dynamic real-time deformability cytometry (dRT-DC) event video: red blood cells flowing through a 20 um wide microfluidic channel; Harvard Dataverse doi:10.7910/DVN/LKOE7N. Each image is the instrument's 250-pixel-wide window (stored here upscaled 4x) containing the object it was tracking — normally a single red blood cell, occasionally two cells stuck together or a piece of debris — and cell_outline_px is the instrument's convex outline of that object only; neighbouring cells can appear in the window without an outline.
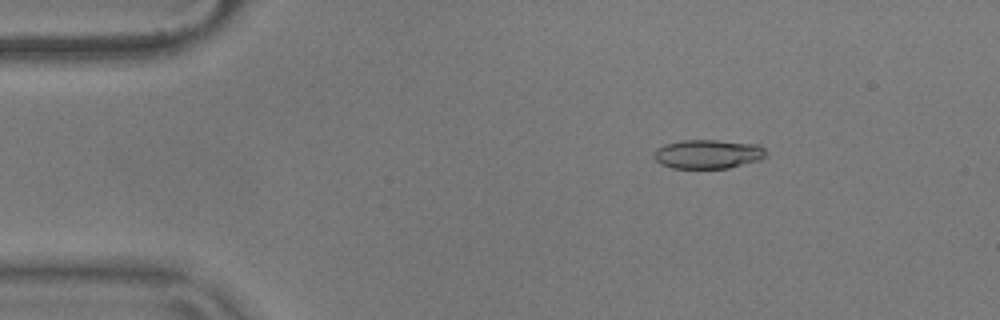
{"species": "common noctule bat (a hibernating species)", "species_latin": "Nyctalus noctula", "temperature_condition": "warm", "stored_images_in_passage": 54, "camera_frame_rate_fps": 3000, "um_per_image_px": 0.085, "animal": {"sex": "male", "body_mass_g": 17.9}, "frame": {"image": 1, "passage_image": 8, "time_ms": 2.333, "image_size_px": [1000, 320], "cell_outline_px": [[768, 156], [760, 160], [728, 168], [672, 168], [660, 164], [652, 156], [656, 148], [664, 144], [680, 140], [716, 140], [760, 144], [768, 152]], "centroid_in_image_um": [60.19, 13.09], "position_along_channel_um": 24.8, "area_um2": 19.31}}
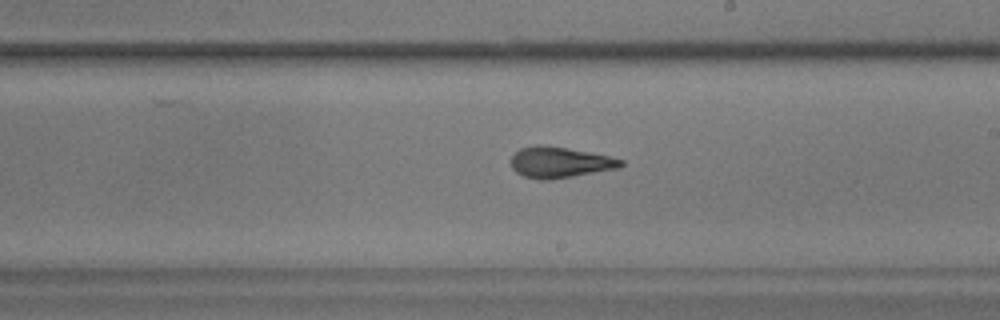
{"frame": {"image": 2, "passage_image": 31, "time_ms": 10.0, "image_size_px": [1000, 320], "cell_outline_px": [[624, 164], [620, 168], [552, 180], [540, 180], [524, 176], [516, 172], [512, 168], [512, 156], [520, 148], [536, 144], [540, 144], [568, 148], [608, 156], [624, 160]], "centroid_in_image_um": [47.59, 13.8], "position_along_channel_um": 241.4, "area_um2": 19.88}}
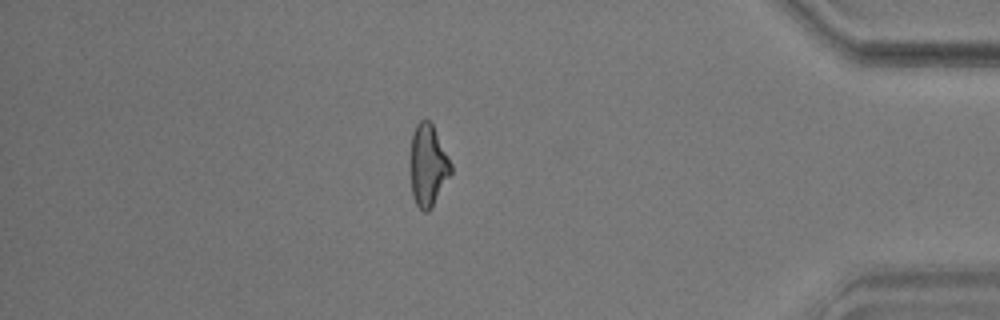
{"frame": {"image": 3, "passage_image": 47, "time_ms": 15.333, "image_size_px": [1000, 320], "cell_outline_px": [[452, 172], [432, 208], [428, 212], [424, 212], [416, 204], [412, 196], [408, 168], [408, 164], [412, 132], [416, 124], [420, 120], [428, 120], [432, 124], [452, 164]], "centroid_in_image_um": [36.33, 14.08], "position_along_channel_um": 398.9, "area_um2": 19.94}, "authors_computed_cell_mechanics": {"area_um2": 19.5364, "velocity_mm_per_s": 3.6586, "shape_relaxation_time_tau1_ms": 4.1344, "shape_relaxation_time_tau2_ms": 1.5234, "deformation_change_tau1": 0.1629, "deformation_change_tau2": 0.0935}}